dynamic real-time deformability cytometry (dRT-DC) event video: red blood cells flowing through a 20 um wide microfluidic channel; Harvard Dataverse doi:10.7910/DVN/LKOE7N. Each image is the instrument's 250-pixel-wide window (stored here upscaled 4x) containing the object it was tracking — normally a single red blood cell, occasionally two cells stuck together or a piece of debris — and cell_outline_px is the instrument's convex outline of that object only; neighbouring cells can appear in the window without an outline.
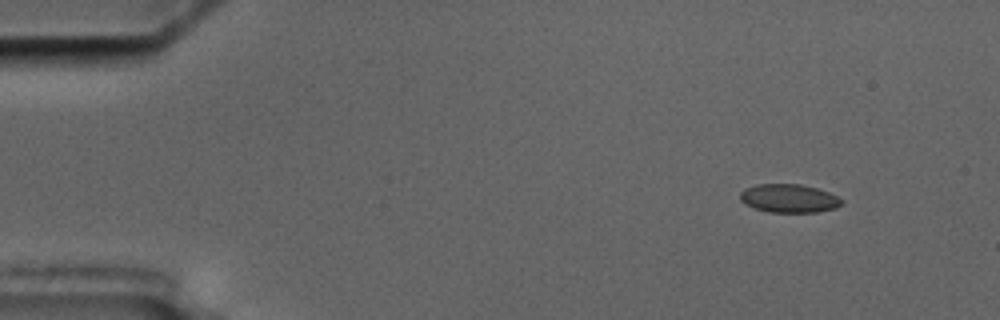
{"species": "common noctule bat (a hibernating species)", "species_latin": "Nyctalus noctula", "temperature_condition": "cold", "stored_images_in_passage": 5, "camera_frame_rate_fps": 3000, "um_per_image_px": 0.085, "animal": {"sex": "male", "body_mass_g": 17.5, "forearm_length_mm": 52.3}, "frame": {"image": 1, "passage_image": 2, "time_ms": 1.333, "image_size_px": [1000, 320], "cell_outline_px": [[844, 200], [836, 208], [816, 212], [768, 212], [744, 204], [740, 200], [740, 192], [744, 188], [756, 184], [800, 184], [816, 188], [828, 192]], "centroid_in_image_um": [67.03, 16.85], "position_along_channel_um": 18.0, "area_um2": 16.82}}